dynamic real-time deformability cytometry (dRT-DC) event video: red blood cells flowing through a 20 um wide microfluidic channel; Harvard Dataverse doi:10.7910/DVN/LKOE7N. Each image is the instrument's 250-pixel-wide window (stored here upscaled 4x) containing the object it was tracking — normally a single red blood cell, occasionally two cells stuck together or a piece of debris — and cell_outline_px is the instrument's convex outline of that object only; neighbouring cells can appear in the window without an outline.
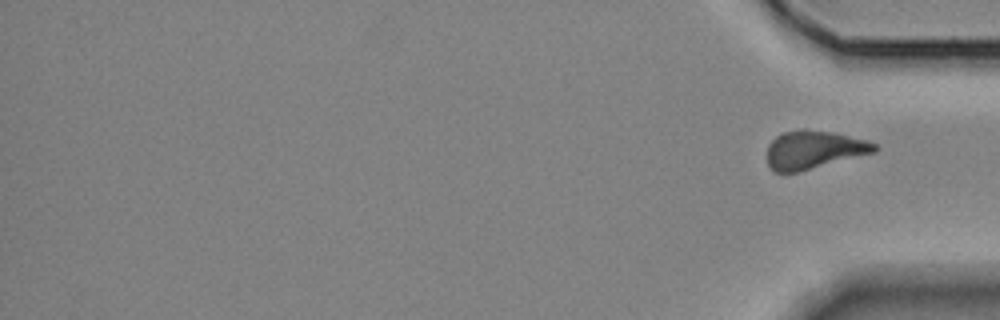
{"species": "Egyptian fruit bat (a non-hibernating species)", "species_latin": "Rousettus aegyptiacus", "temperature_condition": "room temperature", "stored_images_in_passage": 16, "segment_of_instrument_passage": [2, 2], "camera_frame_rate_fps": 3000, "um_per_image_px": 0.085, "animal": {"sex": "female"}, "frame": {"image": 1, "passage_image": 16, "time_ms": 19.333, "image_size_px": [1000, 320], "cell_outline_px": [[880, 148], [876, 152], [796, 172], [776, 172], [768, 164], [768, 144], [776, 136], [784, 132], [800, 128], [804, 128], [836, 132], [868, 140], [876, 144]], "centroid_in_image_um": [69.22, 12.69], "position_along_channel_um": 366.0, "area_um2": 24.04}}